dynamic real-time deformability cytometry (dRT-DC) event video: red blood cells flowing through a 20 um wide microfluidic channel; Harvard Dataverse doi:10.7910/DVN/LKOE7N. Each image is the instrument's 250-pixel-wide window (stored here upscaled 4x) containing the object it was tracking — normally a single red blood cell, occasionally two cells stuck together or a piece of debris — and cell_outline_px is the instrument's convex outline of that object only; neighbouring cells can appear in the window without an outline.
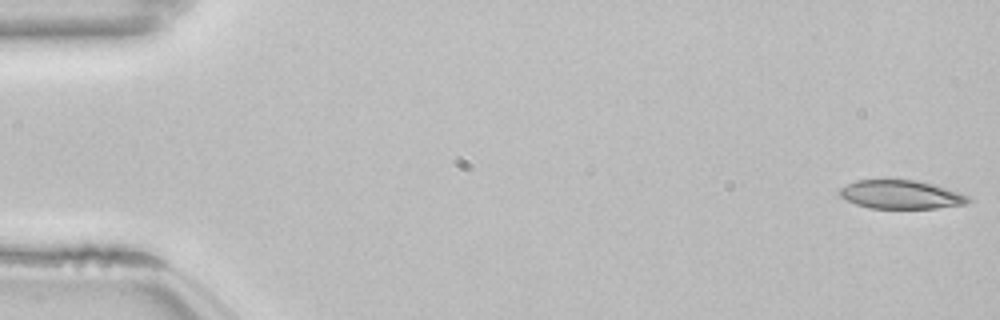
{"species": "common noctule bat (a hibernating species)", "species_latin": "Nyctalus noctula", "temperature_condition": "room temperature", "stored_images_in_passage": 53, "camera_frame_rate_fps": 3000, "um_per_image_px": 0.085, "animal": {"sex": "female", "body_mass_g": 22.7, "forearm_length_mm": 54.2}, "frame": {"image": 1, "passage_image": 1, "time_ms": 0.0, "image_size_px": [1000, 320], "cell_outline_px": [[972, 200], [968, 204], [936, 208], [868, 208], [856, 204], [840, 196], [836, 192], [840, 188], [856, 180], [916, 180], [932, 184], [960, 192], [972, 196]], "centroid_in_image_um": [76.62, 16.54], "position_along_channel_um": 8.4, "area_um2": 21.56}}
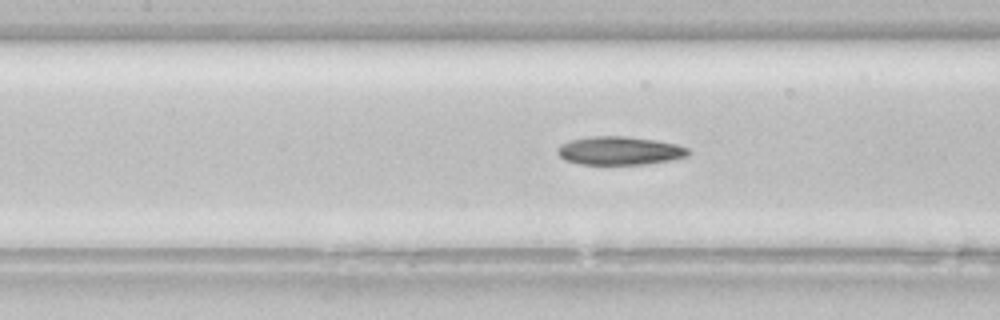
{"frame": {"image": 2, "passage_image": 24, "time_ms": 7.667, "image_size_px": [1000, 320], "cell_outline_px": [[692, 152], [688, 156], [668, 160], [644, 164], [580, 164], [564, 160], [556, 152], [556, 148], [560, 144], [572, 140], [592, 136], [628, 136], [656, 140], [676, 144], [688, 148]], "centroid_in_image_um": [52.66, 12.8], "position_along_channel_um": 154.7, "area_um2": 21.68}}
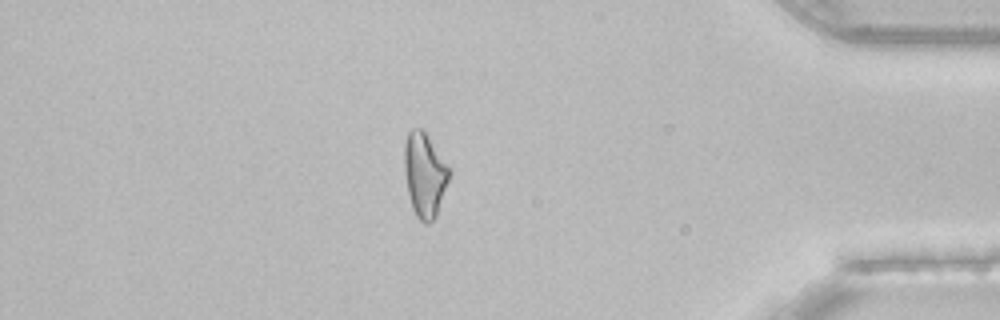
{"frame": {"image": 3, "passage_image": 46, "time_ms": 15.0, "image_size_px": [1000, 320], "cell_outline_px": [[448, 180], [436, 216], [428, 224], [424, 224], [416, 216], [412, 208], [408, 192], [404, 172], [404, 144], [408, 132], [412, 128], [420, 128], [424, 132], [448, 168]], "centroid_in_image_um": [36.04, 14.89], "position_along_channel_um": 399.2, "area_um2": 21.33}, "authors_computed_cell_mechanics": {"area_um2": 21.9062, "velocity_mm_per_s": 3.8528, "shape_relaxation_time_tau1_ms": null, "shape_relaxation_time_tau2_ms": 8.8254, "deformation_change_tau1": null, "deformation_change_tau2": 0.2}}